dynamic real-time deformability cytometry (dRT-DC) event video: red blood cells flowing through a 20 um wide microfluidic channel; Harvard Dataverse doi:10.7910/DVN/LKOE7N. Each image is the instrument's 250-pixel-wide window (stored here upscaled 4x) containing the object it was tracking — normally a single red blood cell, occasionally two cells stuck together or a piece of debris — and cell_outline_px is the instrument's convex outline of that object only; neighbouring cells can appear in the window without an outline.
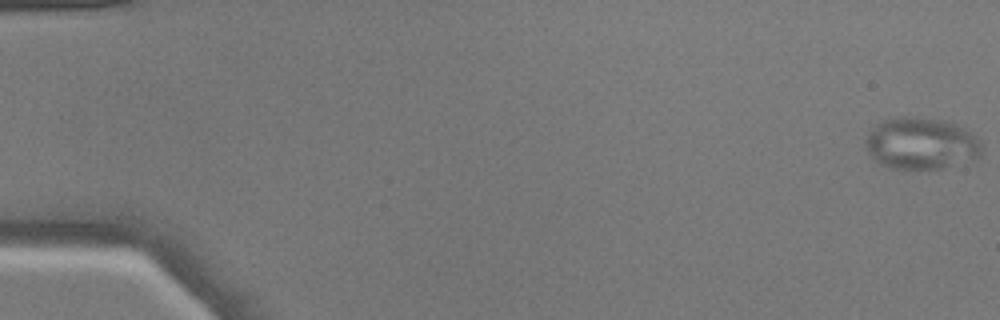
{"species": "common noctule bat (a hibernating species)", "species_latin": "Nyctalus noctula", "temperature_condition": "warm", "stored_images_in_passage": 51, "camera_frame_rate_fps": 3000, "um_per_image_px": 0.085, "animal": {"sex": "male", "body_mass_g": 17.9}, "frame": {"image": 1, "passage_image": 1, "time_ms": 0.0, "image_size_px": [1000, 320], "cell_outline_px": [[984, 144], [976, 160], [944, 168], [904, 172], [892, 168], [876, 160], [868, 152], [864, 144], [864, 140], [868, 132], [876, 124], [884, 120], [900, 116], [904, 116], [944, 120], [956, 124], [964, 128], [976, 136]], "centroid_in_image_um": [78.31, 12.23], "position_along_channel_um": 6.7, "area_um2": 35.95}}
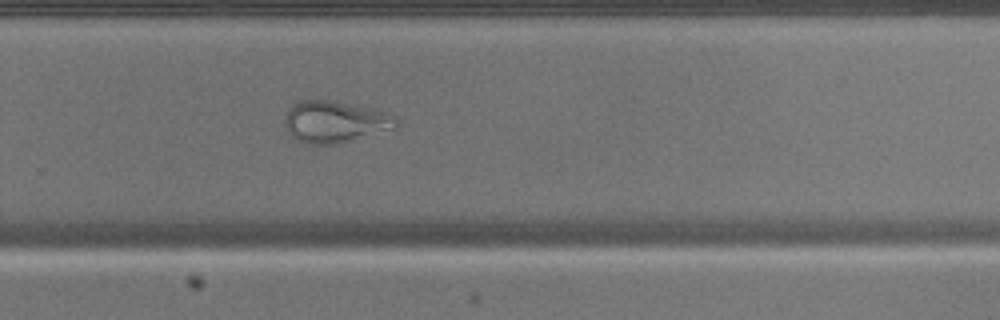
{"frame": {"image": 2, "passage_image": 35, "time_ms": 11.333, "image_size_px": [1000, 320], "cell_outline_px": [[400, 128], [340, 144], [304, 144], [292, 136], [288, 132], [284, 120], [288, 108], [292, 104], [300, 100], [332, 100], [376, 108], [396, 116], [400, 120]], "centroid_in_image_um": [28.57, 10.35], "position_along_channel_um": 301.2, "area_um2": 28.03}}
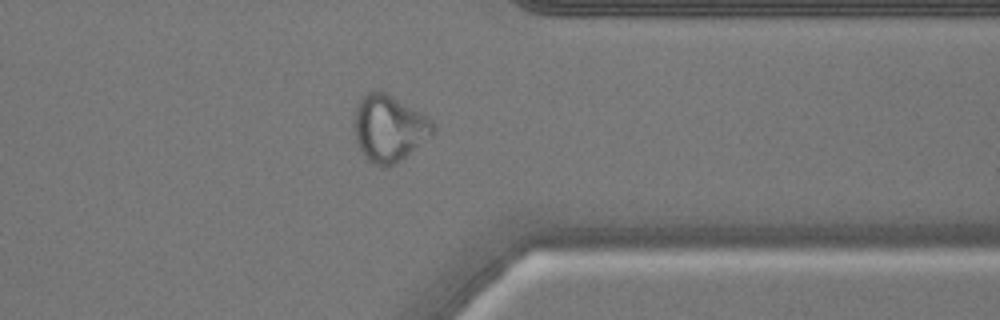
{"frame": {"image": 3, "passage_image": 41, "time_ms": 13.333, "image_size_px": [1000, 320], "cell_outline_px": [[436, 128], [432, 136], [400, 160], [384, 168], [368, 160], [360, 152], [356, 140], [352, 124], [356, 108], [360, 96], [372, 88], [384, 92], [420, 112], [432, 120]], "centroid_in_image_um": [33.03, 10.88], "position_along_channel_um": 378.4, "area_um2": 30.75}}